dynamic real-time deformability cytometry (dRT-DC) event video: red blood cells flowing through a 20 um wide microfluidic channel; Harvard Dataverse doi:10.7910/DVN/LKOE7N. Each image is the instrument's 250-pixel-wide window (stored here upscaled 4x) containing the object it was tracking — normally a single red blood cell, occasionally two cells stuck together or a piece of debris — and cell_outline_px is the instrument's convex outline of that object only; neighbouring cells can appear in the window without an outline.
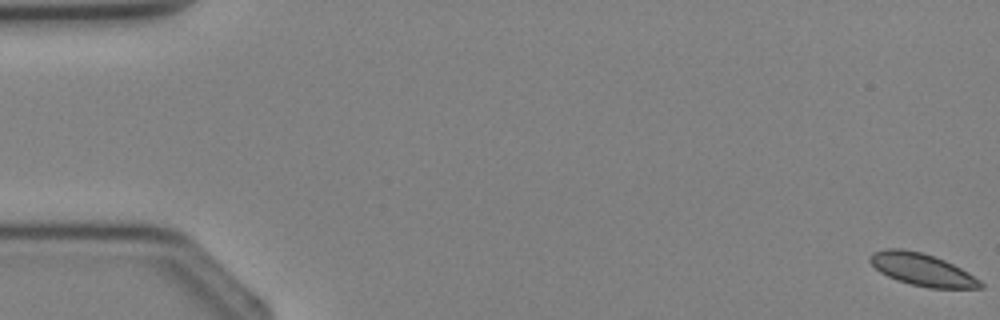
{"species": "Egyptian fruit bat (a non-hibernating species)", "species_latin": "Rousettus aegyptiacus", "temperature_condition": "cold", "stored_images_in_passage": 4, "camera_frame_rate_fps": 3000, "um_per_image_px": 0.085, "animal": {"sex": "female"}, "frame": {"image": 1, "passage_image": 1, "time_ms": 0.0, "image_size_px": [1000, 320], "cell_outline_px": [[984, 288], [928, 288], [896, 280], [880, 272], [868, 260], [872, 252], [884, 248], [900, 248], [920, 252], [944, 260], [968, 272], [980, 280], [984, 284]], "centroid_in_image_um": [78.37, 22.91], "position_along_channel_um": 6.6, "area_um2": 20.69}}